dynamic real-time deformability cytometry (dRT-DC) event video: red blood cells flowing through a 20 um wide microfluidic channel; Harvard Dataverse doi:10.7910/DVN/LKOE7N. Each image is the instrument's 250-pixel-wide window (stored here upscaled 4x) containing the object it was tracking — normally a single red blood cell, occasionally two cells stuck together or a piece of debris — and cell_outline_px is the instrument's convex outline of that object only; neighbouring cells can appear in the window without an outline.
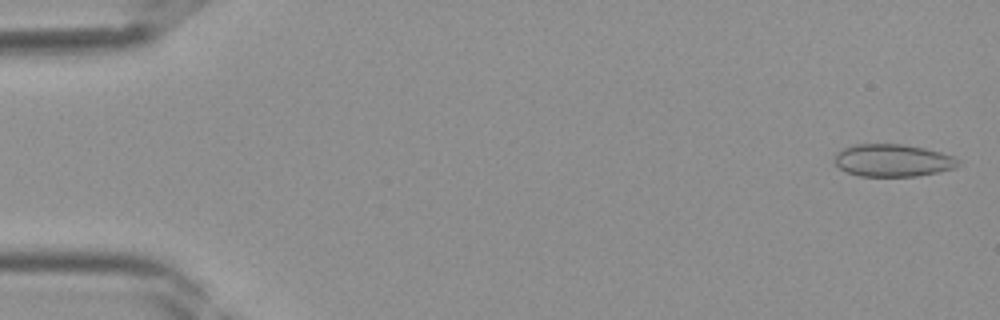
{"species": "Egyptian fruit bat (a non-hibernating species)", "species_latin": "Rousettus aegyptiacus", "temperature_condition": "room temperature", "stored_images_in_passage": 38, "camera_frame_rate_fps": 3000, "um_per_image_px": 0.085, "frame": {"image": 1, "passage_image": 1, "time_ms": 0.0, "image_size_px": [1000, 320], "cell_outline_px": [[960, 164], [956, 168], [940, 172], [916, 176], [860, 176], [848, 172], [840, 168], [832, 160], [836, 152], [844, 148], [856, 144], [900, 144], [924, 148], [940, 152], [952, 156], [960, 160]], "centroid_in_image_um": [75.89, 13.64], "position_along_channel_um": 9.1, "area_um2": 23.47}}
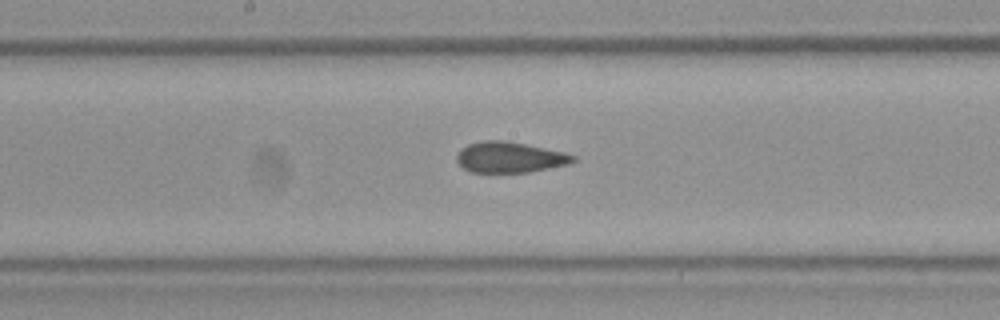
{"frame": {"image": 2, "passage_image": 20, "time_ms": 6.333, "image_size_px": [1000, 320], "cell_outline_px": [[576, 160], [568, 164], [532, 172], [468, 172], [456, 160], [456, 156], [460, 148], [468, 144], [484, 140], [500, 140], [524, 144], [564, 152], [576, 156]], "centroid_in_image_um": [43.31, 13.37], "position_along_channel_um": 204.9, "area_um2": 20.81}}
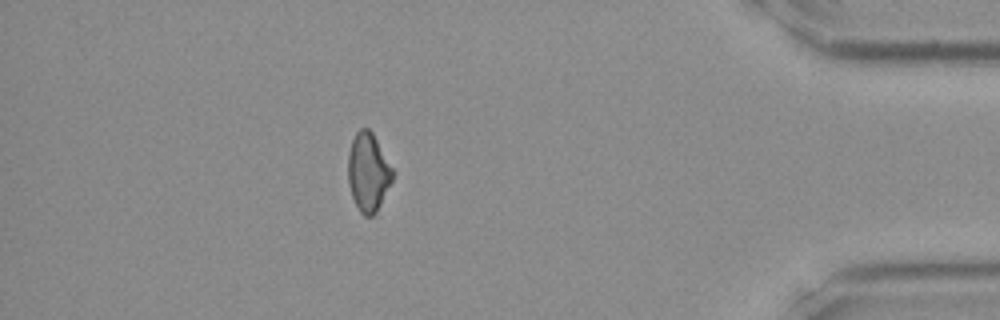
{"frame": {"image": 3, "passage_image": 34, "time_ms": 11.0, "image_size_px": [1000, 320], "cell_outline_px": [[396, 172], [376, 212], [372, 216], [364, 216], [360, 212], [352, 196], [348, 184], [348, 152], [352, 140], [356, 132], [360, 128], [368, 128], [372, 132]], "centroid_in_image_um": [31.3, 14.61], "position_along_channel_um": 403.9, "area_um2": 20.46}}